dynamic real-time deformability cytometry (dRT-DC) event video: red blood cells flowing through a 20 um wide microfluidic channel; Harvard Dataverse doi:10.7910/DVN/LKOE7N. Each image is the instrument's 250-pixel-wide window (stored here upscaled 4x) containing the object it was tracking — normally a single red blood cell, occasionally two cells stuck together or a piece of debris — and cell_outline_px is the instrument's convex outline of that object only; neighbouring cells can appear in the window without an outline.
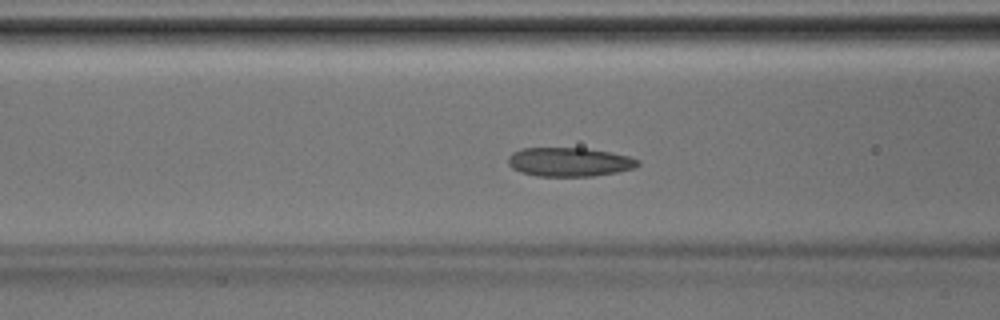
{"species": "Egyptian fruit bat (a non-hibernating species)", "species_latin": "Rousettus aegyptiacus", "temperature_condition": "room temperature", "stored_images_in_passage": 37, "camera_frame_rate_fps": 3000, "um_per_image_px": 0.085, "animal": {"sex": "male"}, "frame": {"image": 1, "passage_image": 12, "time_ms": 3.667, "image_size_px": [1000, 320], "cell_outline_px": [[640, 164], [636, 168], [616, 172], [592, 176], [536, 176], [520, 172], [512, 168], [508, 164], [508, 156], [512, 152], [520, 148], [584, 148], [608, 152], [628, 156], [640, 160]], "centroid_in_image_um": [48.37, 13.77], "position_along_channel_um": 118.2, "area_um2": 21.96}}
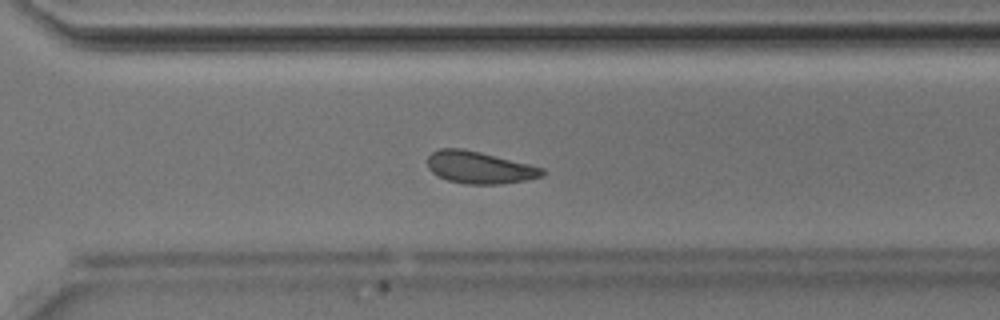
{"frame": {"image": 2, "passage_image": 25, "time_ms": 8.0, "image_size_px": [1000, 320], "cell_outline_px": [[544, 176], [524, 180], [500, 184], [464, 184], [448, 180], [436, 176], [428, 168], [428, 156], [432, 152], [440, 148], [460, 148], [480, 152], [544, 168]], "centroid_in_image_um": [40.72, 14.24], "position_along_channel_um": 329.9, "area_um2": 21.39}}
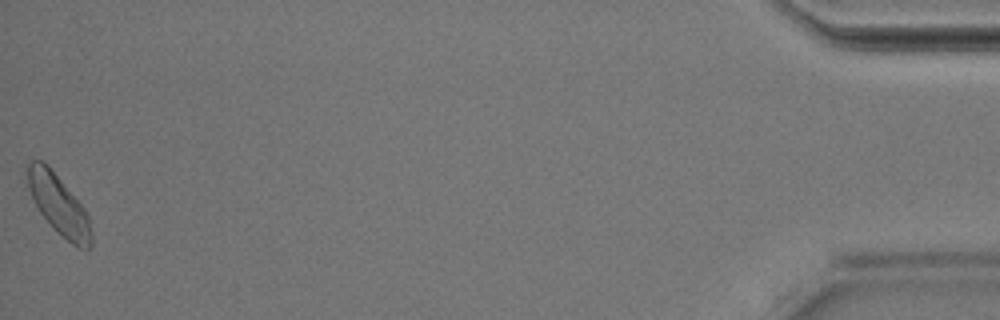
{"frame": {"image": 3, "passage_image": 37, "time_ms": 12.0, "image_size_px": [1000, 320], "cell_outline_px": [[92, 244], [88, 248], [76, 248], [40, 212], [32, 196], [28, 184], [28, 164], [32, 160], [40, 160], [48, 164], [84, 208], [88, 216], [92, 232]], "centroid_in_image_um": [5.03, 17.39], "position_along_channel_um": 430.2, "area_um2": 21.44}}